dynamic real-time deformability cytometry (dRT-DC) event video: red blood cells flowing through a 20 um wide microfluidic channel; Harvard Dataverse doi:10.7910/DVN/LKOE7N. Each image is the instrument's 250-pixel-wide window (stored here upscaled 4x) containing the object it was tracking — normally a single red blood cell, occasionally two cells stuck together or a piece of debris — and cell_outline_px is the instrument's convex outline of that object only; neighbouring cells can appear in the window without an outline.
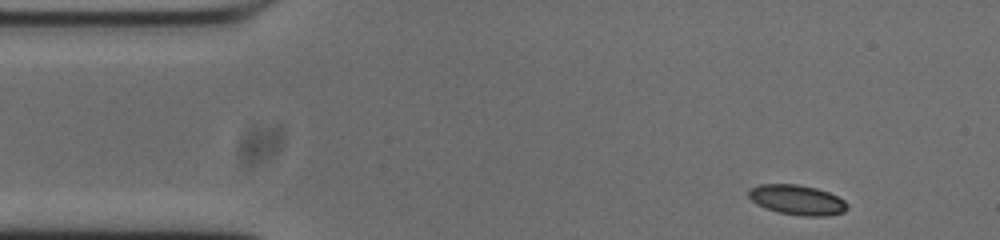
{"species": "common noctule bat (a hibernating species)", "species_latin": "Nyctalus noctula", "temperature_condition": "cold", "stored_images_in_passage": 50, "camera_frame_rate_fps": 3000, "um_per_image_px": 0.085, "animal": {"sex": "male", "body_mass_g": 20.0, "forearm_length_mm": 53.3}, "frame": {"image": 1, "passage_image": 1, "time_ms": 0.0, "image_size_px": [1000, 240], "cell_outline_px": [[848, 208], [844, 212], [828, 216], [804, 216], [776, 212], [756, 204], [748, 196], [748, 188], [760, 184], [796, 184], [816, 188], [828, 192], [844, 200], [848, 204]], "centroid_in_image_um": [67.74, 16.99], "position_along_channel_um": 17.3, "area_um2": 17.34}}
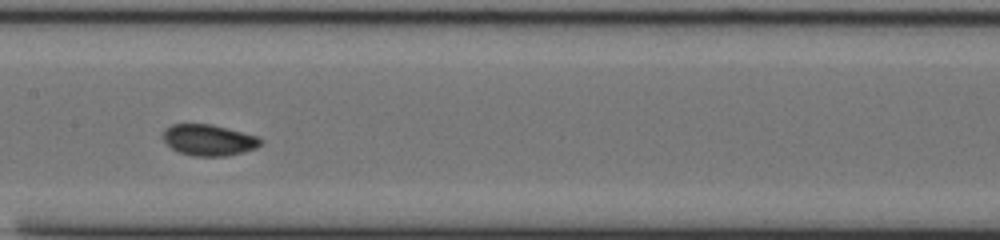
{"frame": {"image": 2, "passage_image": 21, "time_ms": 6.667, "image_size_px": [1000, 240], "cell_outline_px": [[264, 140], [256, 148], [244, 152], [224, 156], [192, 156], [180, 152], [172, 148], [164, 140], [164, 128], [172, 124], [212, 124], [260, 136]], "centroid_in_image_um": [17.79, 11.89], "position_along_channel_um": 189.6, "area_um2": 17.8}}
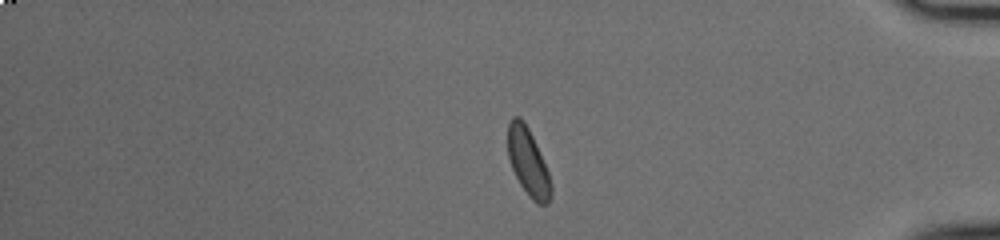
{"frame": {"image": 3, "passage_image": 40, "time_ms": 13.0, "image_size_px": [1000, 240], "cell_outline_px": [[552, 192], [548, 204], [536, 204], [532, 200], [520, 184], [512, 168], [508, 156], [508, 124], [512, 116], [520, 116], [524, 120], [536, 144], [548, 172], [552, 184]], "centroid_in_image_um": [44.89, 13.78], "position_along_channel_um": 390.3, "area_um2": 16.88}}